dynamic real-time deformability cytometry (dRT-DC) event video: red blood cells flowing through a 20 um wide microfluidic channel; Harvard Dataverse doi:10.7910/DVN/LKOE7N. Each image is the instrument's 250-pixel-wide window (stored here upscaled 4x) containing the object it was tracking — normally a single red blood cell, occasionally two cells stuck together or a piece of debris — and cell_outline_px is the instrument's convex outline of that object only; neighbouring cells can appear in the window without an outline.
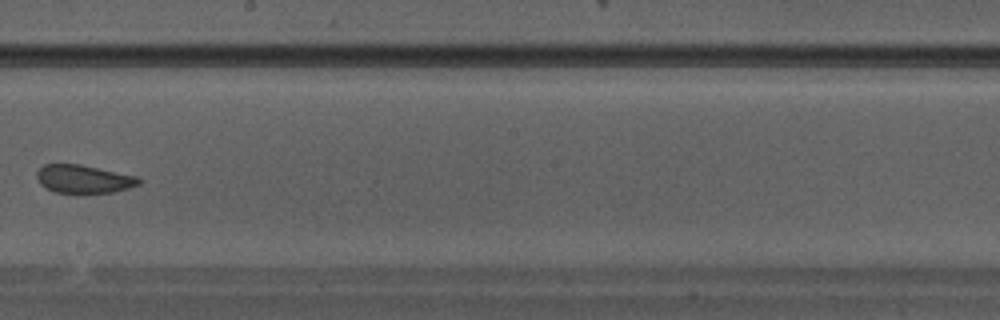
{"species": "Egyptian fruit bat (a non-hibernating species)", "species_latin": "Rousettus aegyptiacus", "temperature_condition": "warm", "stored_images_in_passage": 36, "camera_frame_rate_fps": 3000, "um_per_image_px": 0.085, "animal": {"sex": "male"}, "frame": {"image": 1, "passage_image": 21, "time_ms": 6.667, "image_size_px": [1000, 320], "cell_outline_px": [[144, 180], [140, 184], [128, 188], [112, 192], [56, 192], [40, 184], [36, 176], [36, 172], [44, 164], [80, 164], [136, 176]], "centroid_in_image_um": [7.12, 15.2], "position_along_channel_um": 241.1, "area_um2": 16.53}}